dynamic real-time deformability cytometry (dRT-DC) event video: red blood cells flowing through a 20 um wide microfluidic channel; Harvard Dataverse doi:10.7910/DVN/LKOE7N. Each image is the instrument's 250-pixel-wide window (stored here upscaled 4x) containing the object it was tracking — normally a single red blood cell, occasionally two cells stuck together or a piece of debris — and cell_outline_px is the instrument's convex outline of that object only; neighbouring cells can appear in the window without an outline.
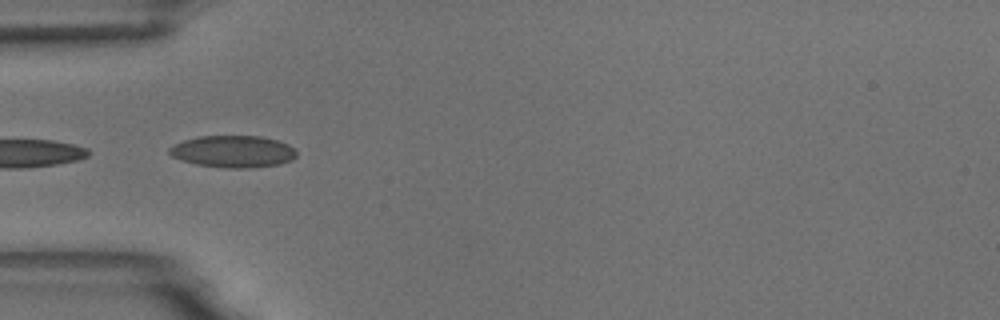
{"species": "common noctule bat (a hibernating species)", "species_latin": "Nyctalus noctula", "temperature_condition": "room temperature", "stored_images_in_passage": 25, "camera_frame_rate_fps": 3000, "um_per_image_px": 0.085, "animal": {"sex": "male", "body_mass_g": 18.8}, "frame": {"image": 1, "passage_image": 17, "time_ms": 5.333, "image_size_px": [1000, 320], "cell_outline_px": [[296, 156], [292, 160], [280, 164], [252, 168], [224, 168], [196, 164], [180, 160], [172, 156], [168, 152], [168, 148], [184, 140], [200, 136], [260, 136], [276, 140], [288, 144], [296, 152]], "centroid_in_image_um": [19.8, 12.89], "position_along_channel_um": 65.2, "area_um2": 23.7}}